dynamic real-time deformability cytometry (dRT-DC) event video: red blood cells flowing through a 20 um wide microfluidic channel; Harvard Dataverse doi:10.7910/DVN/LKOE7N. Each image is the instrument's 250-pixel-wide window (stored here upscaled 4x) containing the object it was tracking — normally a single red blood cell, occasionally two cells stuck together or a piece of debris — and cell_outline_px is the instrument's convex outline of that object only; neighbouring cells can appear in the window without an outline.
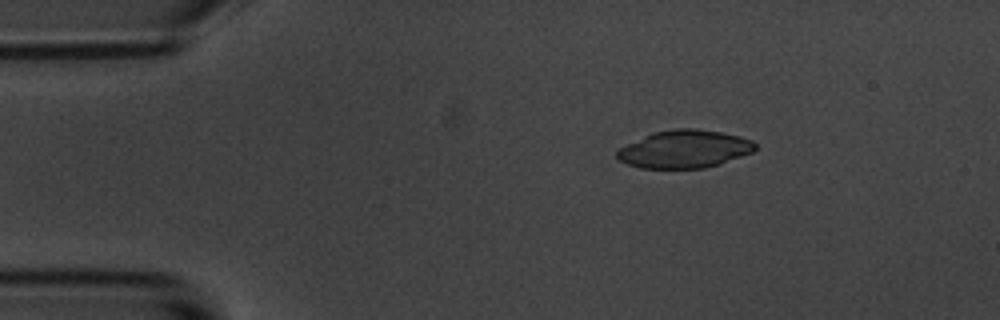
{"species": "common noctule bat (a hibernating species)", "species_latin": "Nyctalus noctula", "temperature_condition": "room temperature", "stored_images_in_passage": 3, "camera_frame_rate_fps": 3000, "um_per_image_px": 0.085, "animal": {"sex": "male", "body_mass_g": 20.1, "forearm_length_mm": 53.5}, "frame": {"image": 1, "passage_image": 1, "time_ms": 0.0, "image_size_px": [1000, 320], "cell_outline_px": [[756, 148], [752, 152], [720, 164], [704, 168], [640, 168], [628, 164], [620, 160], [616, 156], [616, 152], [620, 148], [652, 132], [676, 128], [696, 128], [720, 132], [740, 136], [752, 140], [756, 144]], "centroid_in_image_um": [58.19, 12.67], "position_along_channel_um": 26.8, "area_um2": 30.35}}